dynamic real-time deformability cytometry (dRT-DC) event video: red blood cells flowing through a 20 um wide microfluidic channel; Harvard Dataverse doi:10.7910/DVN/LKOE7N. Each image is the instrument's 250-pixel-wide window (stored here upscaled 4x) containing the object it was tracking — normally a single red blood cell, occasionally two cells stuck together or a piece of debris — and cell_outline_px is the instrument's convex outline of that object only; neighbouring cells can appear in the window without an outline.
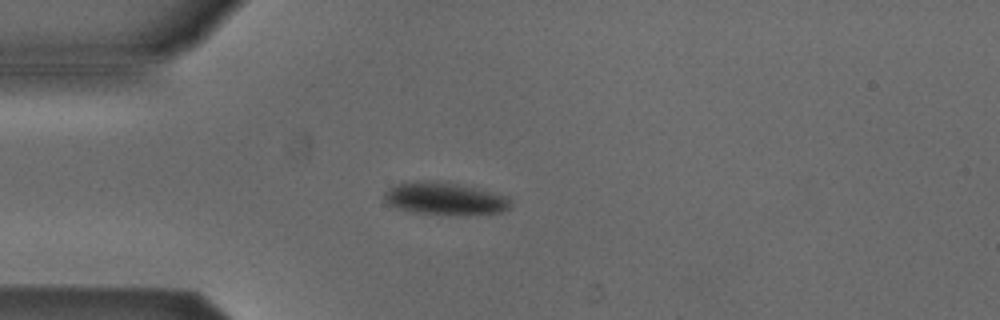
{"species": "Egyptian fruit bat (a non-hibernating species)", "species_latin": "Rousettus aegyptiacus", "temperature_condition": "cold", "stored_images_in_passage": 3, "camera_frame_rate_fps": 3000, "um_per_image_px": 0.085, "animal": {"sex": "male"}, "frame": {"image": 1, "passage_image": 3, "time_ms": 0.667, "image_size_px": [1000, 320], "cell_outline_px": [[512, 208], [500, 212], [412, 212], [396, 208], [388, 204], [384, 200], [384, 192], [388, 188], [396, 184], [428, 180], [436, 180], [476, 188], [508, 196], [512, 200]], "centroid_in_image_um": [37.78, 16.83], "position_along_channel_um": 47.2, "area_um2": 23.0}}